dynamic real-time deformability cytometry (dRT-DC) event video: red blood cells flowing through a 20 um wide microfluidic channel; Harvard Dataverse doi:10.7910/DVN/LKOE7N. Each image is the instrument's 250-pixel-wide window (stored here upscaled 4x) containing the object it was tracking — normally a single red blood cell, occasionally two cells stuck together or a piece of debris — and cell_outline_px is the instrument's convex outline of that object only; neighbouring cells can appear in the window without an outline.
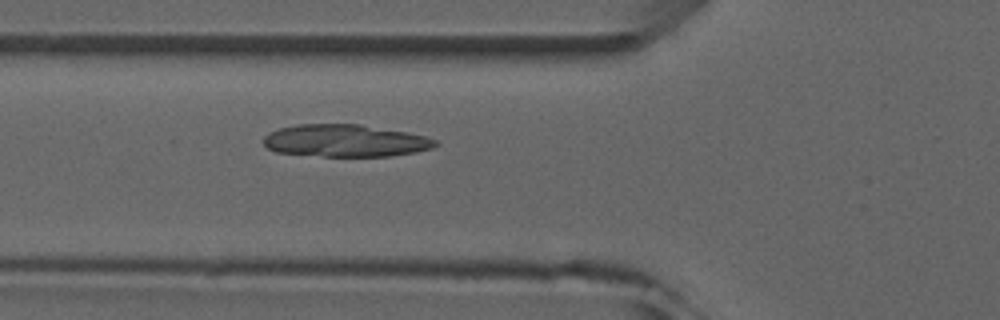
{"species": "common noctule bat (a hibernating species)", "species_latin": "Nyctalus noctula", "temperature_condition": "room temperature", "stored_images_in_passage": 2, "camera_frame_rate_fps": 3000, "um_per_image_px": 0.085, "animal": {"sex": "male", "forearm_length_mm": 52.5}, "frame": {"image": 1, "passage_image": 2, "time_ms": 1.0, "image_size_px": [1000, 320], "cell_outline_px": [[440, 144], [432, 148], [416, 152], [392, 156], [324, 156], [276, 152], [268, 148], [264, 144], [264, 136], [268, 132], [280, 128], [296, 124], [360, 124], [404, 132], [424, 136], [436, 140]], "centroid_in_image_um": [29.34, 11.96], "position_along_channel_um": 96.5, "area_um2": 32.25}}